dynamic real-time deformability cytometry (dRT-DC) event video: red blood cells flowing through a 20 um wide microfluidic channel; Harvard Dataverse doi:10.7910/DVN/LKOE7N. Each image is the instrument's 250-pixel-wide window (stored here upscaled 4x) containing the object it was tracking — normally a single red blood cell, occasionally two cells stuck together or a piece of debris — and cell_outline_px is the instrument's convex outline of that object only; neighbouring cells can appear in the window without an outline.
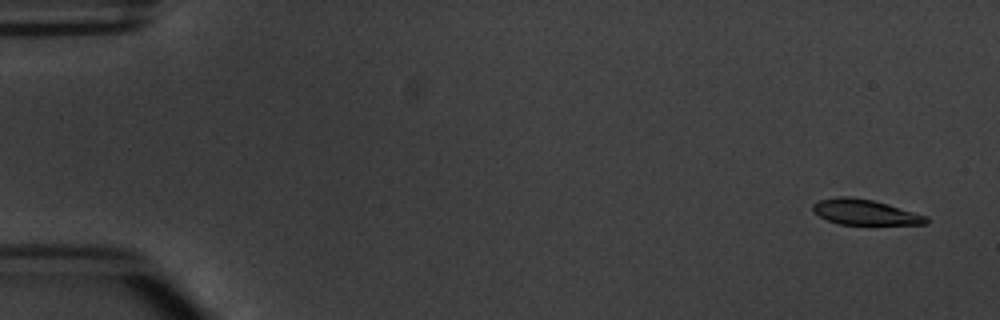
{"species": "common noctule bat (a hibernating species)", "species_latin": "Nyctalus noctula", "temperature_condition": "warm", "stored_images_in_passage": 4, "camera_frame_rate_fps": 3000, "um_per_image_px": 0.085, "animal": {"sex": "male", "body_mass_g": 20.1, "forearm_length_mm": 53.5}, "frame": {"image": 1, "passage_image": 1, "time_ms": 0.0, "image_size_px": [1000, 320], "cell_outline_px": [[932, 220], [928, 224], [840, 224], [828, 220], [820, 216], [812, 208], [812, 204], [820, 200], [840, 196], [852, 196], [872, 200], [888, 204], [928, 216]], "centroid_in_image_um": [73.58, 18.03], "position_along_channel_um": 11.4, "area_um2": 16.7}}
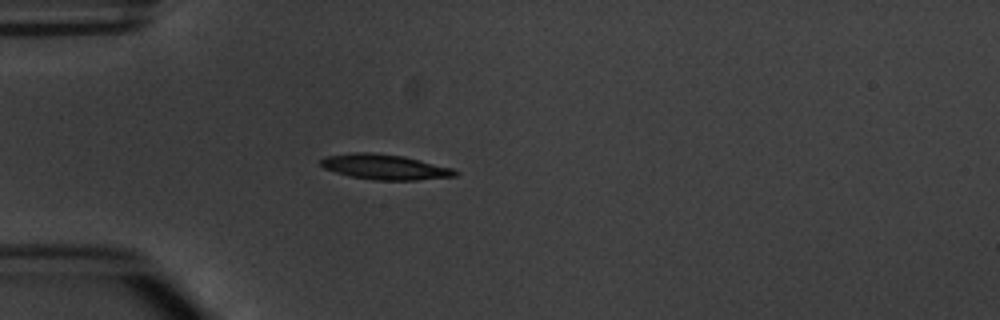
{"frame": {"image": 2, "passage_image": 4, "time_ms": 4.333, "image_size_px": [1000, 320], "cell_outline_px": [[460, 172], [456, 176], [416, 180], [376, 180], [352, 176], [336, 172], [324, 168], [320, 164], [320, 160], [324, 156], [356, 152], [372, 152], [404, 156], [452, 168]], "centroid_in_image_um": [32.71, 14.18], "position_along_channel_um": 52.3, "area_um2": 19.65}}